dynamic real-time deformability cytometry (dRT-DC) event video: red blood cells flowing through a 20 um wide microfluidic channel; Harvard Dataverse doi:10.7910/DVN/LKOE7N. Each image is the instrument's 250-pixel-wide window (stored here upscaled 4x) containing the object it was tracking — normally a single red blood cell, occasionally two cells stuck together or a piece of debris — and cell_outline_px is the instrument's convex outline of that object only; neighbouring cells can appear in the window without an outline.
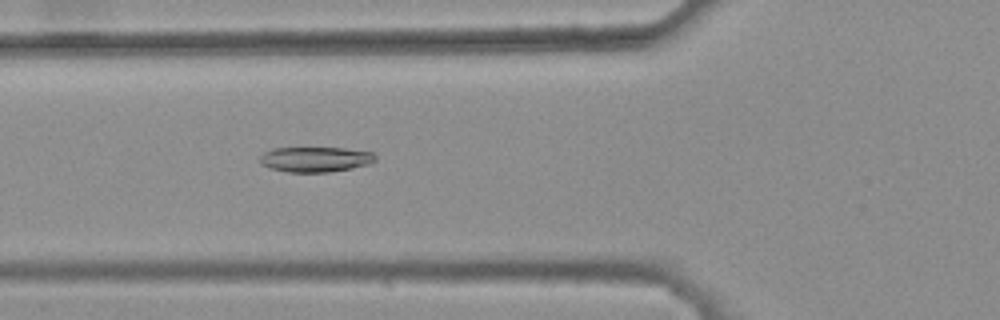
{"species": "common noctule bat (a hibernating species)", "species_latin": "Nyctalus noctula", "temperature_condition": "warm", "stored_images_in_passage": 40, "camera_frame_rate_fps": 3000, "um_per_image_px": 0.085, "animal": {"sex": "female", "body_mass_g": 25.1}, "frame": {"image": 1, "passage_image": 13, "time_ms": 4.0, "image_size_px": [1000, 320], "cell_outline_px": [[376, 160], [368, 164], [352, 168], [328, 172], [288, 172], [272, 168], [260, 164], [260, 156], [264, 152], [272, 148], [344, 148], [372, 152], [376, 156]], "centroid_in_image_um": [26.8, 13.54], "position_along_channel_um": 99.0, "area_um2": 16.88}}
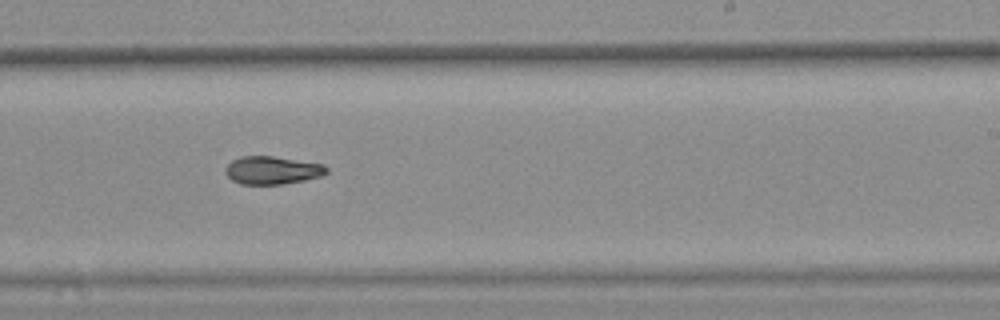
{"frame": {"image": 2, "passage_image": 26, "time_ms": 8.333, "image_size_px": [1000, 320], "cell_outline_px": [[328, 172], [320, 176], [304, 180], [284, 184], [240, 184], [232, 180], [224, 172], [224, 168], [232, 160], [240, 156], [272, 156], [324, 164], [328, 168]], "centroid_in_image_um": [23.12, 14.47], "position_along_channel_um": 265.9, "area_um2": 16.53}}
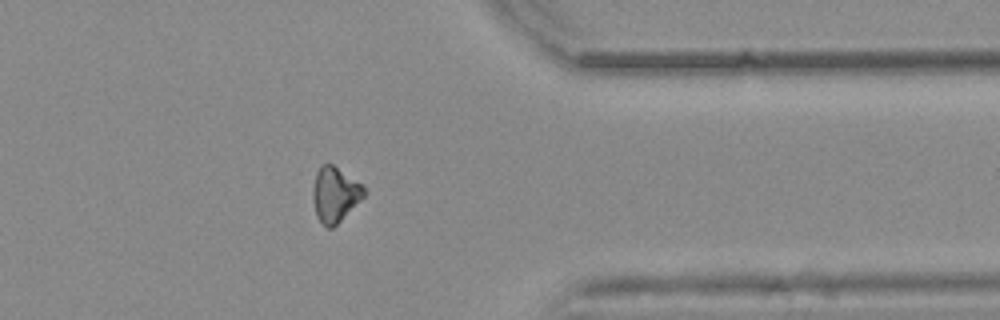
{"frame": {"image": 3, "passage_image": 36, "time_ms": 11.667, "image_size_px": [1000, 320], "cell_outline_px": [[368, 192], [332, 228], [328, 228], [316, 216], [312, 200], [312, 192], [316, 172], [320, 164], [332, 164], [364, 184]], "centroid_in_image_um": [28.48, 16.49], "position_along_channel_um": 382.9, "area_um2": 16.47}, "authors_computed_cell_mechanics": {"area_um2": 16.9643, "velocity_mm_per_s": 3.8484, "shape_relaxation_time_tau1_ms": null, "shape_relaxation_time_tau2_ms": 9.6853, "deformation_change_tau1": null, "deformation_change_tau2": 0.1492}}